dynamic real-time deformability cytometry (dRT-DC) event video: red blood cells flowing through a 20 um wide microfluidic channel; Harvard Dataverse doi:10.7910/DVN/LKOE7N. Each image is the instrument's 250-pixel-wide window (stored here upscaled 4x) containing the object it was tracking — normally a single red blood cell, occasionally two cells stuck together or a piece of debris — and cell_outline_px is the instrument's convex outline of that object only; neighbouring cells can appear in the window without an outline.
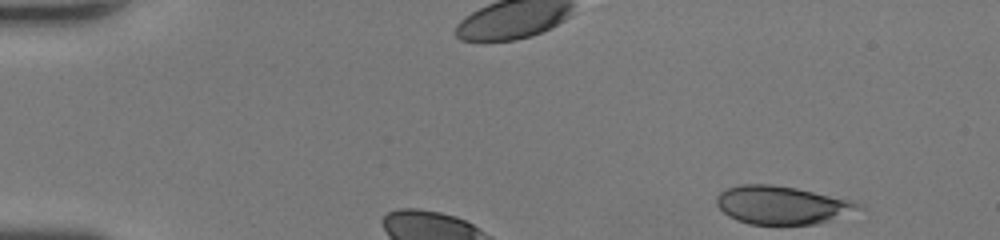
{"species": "human", "species_latin": "Homo sapiens", "temperature_condition": "room temperature", "stored_images_in_passage": 40, "camera_frame_rate_fps": 3000, "um_per_image_px": 0.085, "donor": {"sex": "female"}, "frame": {"image": 1, "passage_image": 1, "time_ms": 0.0, "image_size_px": [1000, 240], "cell_outline_px": [[864, 208], [816, 224], [748, 224], [736, 220], [728, 216], [716, 204], [716, 196], [720, 192], [728, 188], [740, 184], [772, 184], [796, 188], [848, 200], [860, 204]], "centroid_in_image_um": [66.39, 17.43], "position_along_channel_um": 18.6, "area_um2": 31.15}}
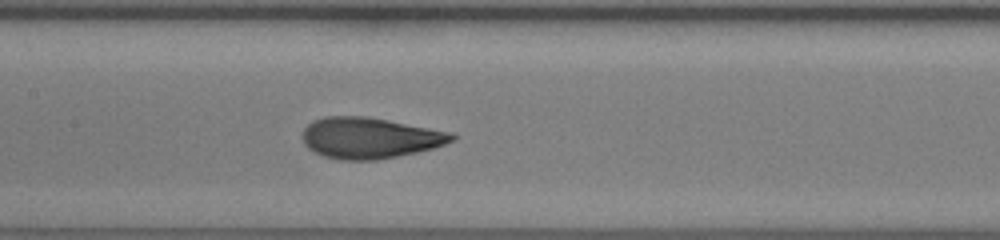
{"frame": {"image": 2, "passage_image": 21, "time_ms": 6.667, "image_size_px": [1000, 240], "cell_outline_px": [[456, 140], [432, 148], [416, 152], [376, 160], [340, 160], [324, 156], [308, 148], [304, 144], [304, 128], [312, 120], [324, 116], [368, 116], [452, 132], [456, 136]], "centroid_in_image_um": [31.43, 11.71], "position_along_channel_um": 176.0, "area_um2": 35.66}}
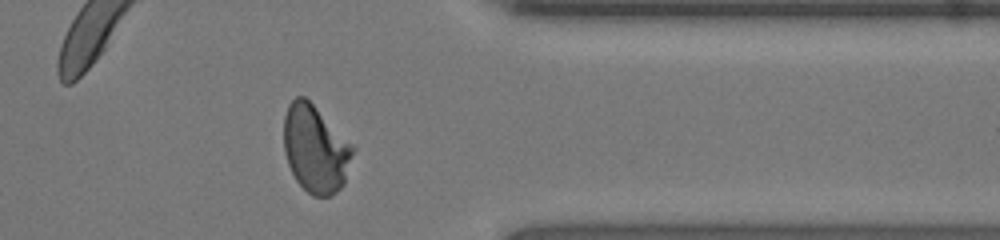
{"frame": {"image": 3, "passage_image": 36, "time_ms": 11.667, "image_size_px": [1000, 240], "cell_outline_px": [[356, 148], [344, 184], [340, 188], [328, 196], [312, 196], [296, 180], [288, 164], [284, 152], [284, 116], [288, 104], [296, 96], [304, 96]], "centroid_in_image_um": [26.81, 12.66], "position_along_channel_um": 384.6, "area_um2": 34.97}, "authors_computed_cell_mechanics": {"area_um2": 34.8823, "velocity_mm_per_s": 4.351, "shape_relaxation_time_tau1_ms": 4.9783, "shape_relaxation_time_tau2_ms": null, "deformation_change_tau1": 0.2318, "deformation_change_tau2": null}}